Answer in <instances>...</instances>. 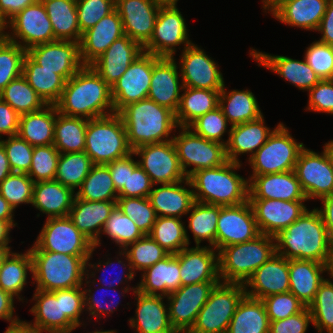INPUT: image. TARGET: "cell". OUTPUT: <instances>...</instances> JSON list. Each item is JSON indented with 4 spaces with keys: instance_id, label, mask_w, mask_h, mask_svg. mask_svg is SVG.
<instances>
[{
    "instance_id": "75",
    "label": "cell",
    "mask_w": 333,
    "mask_h": 333,
    "mask_svg": "<svg viewBox=\"0 0 333 333\" xmlns=\"http://www.w3.org/2000/svg\"><path fill=\"white\" fill-rule=\"evenodd\" d=\"M320 200L323 206L320 209L317 208V210L320 212L329 237L333 241V193Z\"/></svg>"
},
{
    "instance_id": "73",
    "label": "cell",
    "mask_w": 333,
    "mask_h": 333,
    "mask_svg": "<svg viewBox=\"0 0 333 333\" xmlns=\"http://www.w3.org/2000/svg\"><path fill=\"white\" fill-rule=\"evenodd\" d=\"M14 301L15 299L11 294L0 288V319L9 322L10 325L21 321L17 315L14 316Z\"/></svg>"
},
{
    "instance_id": "25",
    "label": "cell",
    "mask_w": 333,
    "mask_h": 333,
    "mask_svg": "<svg viewBox=\"0 0 333 333\" xmlns=\"http://www.w3.org/2000/svg\"><path fill=\"white\" fill-rule=\"evenodd\" d=\"M244 287L246 295L255 299L289 292V260L275 253L252 274Z\"/></svg>"
},
{
    "instance_id": "50",
    "label": "cell",
    "mask_w": 333,
    "mask_h": 333,
    "mask_svg": "<svg viewBox=\"0 0 333 333\" xmlns=\"http://www.w3.org/2000/svg\"><path fill=\"white\" fill-rule=\"evenodd\" d=\"M93 165L85 151L60 153L55 180L75 192L82 185Z\"/></svg>"
},
{
    "instance_id": "4",
    "label": "cell",
    "mask_w": 333,
    "mask_h": 333,
    "mask_svg": "<svg viewBox=\"0 0 333 333\" xmlns=\"http://www.w3.org/2000/svg\"><path fill=\"white\" fill-rule=\"evenodd\" d=\"M240 167L242 163L228 160L219 167L192 173L188 179L193 189L194 200L221 207L247 202L249 179L237 174L236 170Z\"/></svg>"
},
{
    "instance_id": "12",
    "label": "cell",
    "mask_w": 333,
    "mask_h": 333,
    "mask_svg": "<svg viewBox=\"0 0 333 333\" xmlns=\"http://www.w3.org/2000/svg\"><path fill=\"white\" fill-rule=\"evenodd\" d=\"M187 24L179 8L161 5L156 17L154 30L149 42L143 47L147 53L158 57L173 58L176 47L187 48L193 42L189 40Z\"/></svg>"
},
{
    "instance_id": "48",
    "label": "cell",
    "mask_w": 333,
    "mask_h": 333,
    "mask_svg": "<svg viewBox=\"0 0 333 333\" xmlns=\"http://www.w3.org/2000/svg\"><path fill=\"white\" fill-rule=\"evenodd\" d=\"M76 197L88 201H117L118 192L109 169L104 164H94L82 182Z\"/></svg>"
},
{
    "instance_id": "69",
    "label": "cell",
    "mask_w": 333,
    "mask_h": 333,
    "mask_svg": "<svg viewBox=\"0 0 333 333\" xmlns=\"http://www.w3.org/2000/svg\"><path fill=\"white\" fill-rule=\"evenodd\" d=\"M62 306L63 313L77 327L83 325L80 319V316L85 311L83 286L71 289H62Z\"/></svg>"
},
{
    "instance_id": "33",
    "label": "cell",
    "mask_w": 333,
    "mask_h": 333,
    "mask_svg": "<svg viewBox=\"0 0 333 333\" xmlns=\"http://www.w3.org/2000/svg\"><path fill=\"white\" fill-rule=\"evenodd\" d=\"M229 138L226 140V156L229 161L241 163L239 155L248 154V160L267 141L274 131L265 126L264 116L230 127Z\"/></svg>"
},
{
    "instance_id": "63",
    "label": "cell",
    "mask_w": 333,
    "mask_h": 333,
    "mask_svg": "<svg viewBox=\"0 0 333 333\" xmlns=\"http://www.w3.org/2000/svg\"><path fill=\"white\" fill-rule=\"evenodd\" d=\"M264 303L269 321L286 319L301 312L306 306L290 291L270 295L261 299Z\"/></svg>"
},
{
    "instance_id": "47",
    "label": "cell",
    "mask_w": 333,
    "mask_h": 333,
    "mask_svg": "<svg viewBox=\"0 0 333 333\" xmlns=\"http://www.w3.org/2000/svg\"><path fill=\"white\" fill-rule=\"evenodd\" d=\"M88 119L66 116L57 111L54 146L60 153L85 151V136Z\"/></svg>"
},
{
    "instance_id": "10",
    "label": "cell",
    "mask_w": 333,
    "mask_h": 333,
    "mask_svg": "<svg viewBox=\"0 0 333 333\" xmlns=\"http://www.w3.org/2000/svg\"><path fill=\"white\" fill-rule=\"evenodd\" d=\"M179 130L173 142L187 178L196 171L216 168L228 161L224 144L207 140L188 127H179Z\"/></svg>"
},
{
    "instance_id": "70",
    "label": "cell",
    "mask_w": 333,
    "mask_h": 333,
    "mask_svg": "<svg viewBox=\"0 0 333 333\" xmlns=\"http://www.w3.org/2000/svg\"><path fill=\"white\" fill-rule=\"evenodd\" d=\"M20 115L6 102L0 99V139L3 135H18Z\"/></svg>"
},
{
    "instance_id": "57",
    "label": "cell",
    "mask_w": 333,
    "mask_h": 333,
    "mask_svg": "<svg viewBox=\"0 0 333 333\" xmlns=\"http://www.w3.org/2000/svg\"><path fill=\"white\" fill-rule=\"evenodd\" d=\"M228 120L223 114L222 109L218 106L213 111L198 117L193 121L188 128H190L195 134L202 136L203 138L224 144L226 146L227 141H224L222 137L225 132H228V138L231 129H228Z\"/></svg>"
},
{
    "instance_id": "68",
    "label": "cell",
    "mask_w": 333,
    "mask_h": 333,
    "mask_svg": "<svg viewBox=\"0 0 333 333\" xmlns=\"http://www.w3.org/2000/svg\"><path fill=\"white\" fill-rule=\"evenodd\" d=\"M312 322L310 310L305 307L301 312L286 319L270 322L269 333H306Z\"/></svg>"
},
{
    "instance_id": "15",
    "label": "cell",
    "mask_w": 333,
    "mask_h": 333,
    "mask_svg": "<svg viewBox=\"0 0 333 333\" xmlns=\"http://www.w3.org/2000/svg\"><path fill=\"white\" fill-rule=\"evenodd\" d=\"M8 27L11 33L8 30L7 39L26 50L38 44L56 41L42 1H36L18 12L8 21Z\"/></svg>"
},
{
    "instance_id": "8",
    "label": "cell",
    "mask_w": 333,
    "mask_h": 333,
    "mask_svg": "<svg viewBox=\"0 0 333 333\" xmlns=\"http://www.w3.org/2000/svg\"><path fill=\"white\" fill-rule=\"evenodd\" d=\"M283 122L277 124L267 141L247 160L251 175L293 171L300 152L305 148L290 134Z\"/></svg>"
},
{
    "instance_id": "37",
    "label": "cell",
    "mask_w": 333,
    "mask_h": 333,
    "mask_svg": "<svg viewBox=\"0 0 333 333\" xmlns=\"http://www.w3.org/2000/svg\"><path fill=\"white\" fill-rule=\"evenodd\" d=\"M325 264L312 260H289V285L293 293L306 307L313 301L320 284L325 280Z\"/></svg>"
},
{
    "instance_id": "9",
    "label": "cell",
    "mask_w": 333,
    "mask_h": 333,
    "mask_svg": "<svg viewBox=\"0 0 333 333\" xmlns=\"http://www.w3.org/2000/svg\"><path fill=\"white\" fill-rule=\"evenodd\" d=\"M246 295L244 284L220 282L211 290L187 333H226L238 304Z\"/></svg>"
},
{
    "instance_id": "77",
    "label": "cell",
    "mask_w": 333,
    "mask_h": 333,
    "mask_svg": "<svg viewBox=\"0 0 333 333\" xmlns=\"http://www.w3.org/2000/svg\"><path fill=\"white\" fill-rule=\"evenodd\" d=\"M15 221H2L0 220V245H9L10 243V231L17 226Z\"/></svg>"
},
{
    "instance_id": "38",
    "label": "cell",
    "mask_w": 333,
    "mask_h": 333,
    "mask_svg": "<svg viewBox=\"0 0 333 333\" xmlns=\"http://www.w3.org/2000/svg\"><path fill=\"white\" fill-rule=\"evenodd\" d=\"M329 0H289L282 4L272 16L291 27L316 31L326 12Z\"/></svg>"
},
{
    "instance_id": "14",
    "label": "cell",
    "mask_w": 333,
    "mask_h": 333,
    "mask_svg": "<svg viewBox=\"0 0 333 333\" xmlns=\"http://www.w3.org/2000/svg\"><path fill=\"white\" fill-rule=\"evenodd\" d=\"M139 166L149 175L152 183L170 184L187 179L184 173L173 140L147 144L133 150Z\"/></svg>"
},
{
    "instance_id": "55",
    "label": "cell",
    "mask_w": 333,
    "mask_h": 333,
    "mask_svg": "<svg viewBox=\"0 0 333 333\" xmlns=\"http://www.w3.org/2000/svg\"><path fill=\"white\" fill-rule=\"evenodd\" d=\"M116 207L129 216L144 235H149L158 216L148 197H118Z\"/></svg>"
},
{
    "instance_id": "5",
    "label": "cell",
    "mask_w": 333,
    "mask_h": 333,
    "mask_svg": "<svg viewBox=\"0 0 333 333\" xmlns=\"http://www.w3.org/2000/svg\"><path fill=\"white\" fill-rule=\"evenodd\" d=\"M91 255H68L49 251H30L32 279L36 289L55 291L83 286L86 277V261Z\"/></svg>"
},
{
    "instance_id": "74",
    "label": "cell",
    "mask_w": 333,
    "mask_h": 333,
    "mask_svg": "<svg viewBox=\"0 0 333 333\" xmlns=\"http://www.w3.org/2000/svg\"><path fill=\"white\" fill-rule=\"evenodd\" d=\"M36 0H0V13L9 21L18 12L27 6L33 5Z\"/></svg>"
},
{
    "instance_id": "39",
    "label": "cell",
    "mask_w": 333,
    "mask_h": 333,
    "mask_svg": "<svg viewBox=\"0 0 333 333\" xmlns=\"http://www.w3.org/2000/svg\"><path fill=\"white\" fill-rule=\"evenodd\" d=\"M56 115L55 105L20 115L18 135L33 147L54 144Z\"/></svg>"
},
{
    "instance_id": "20",
    "label": "cell",
    "mask_w": 333,
    "mask_h": 333,
    "mask_svg": "<svg viewBox=\"0 0 333 333\" xmlns=\"http://www.w3.org/2000/svg\"><path fill=\"white\" fill-rule=\"evenodd\" d=\"M160 7L157 0H115L124 35L144 47L152 37Z\"/></svg>"
},
{
    "instance_id": "19",
    "label": "cell",
    "mask_w": 333,
    "mask_h": 333,
    "mask_svg": "<svg viewBox=\"0 0 333 333\" xmlns=\"http://www.w3.org/2000/svg\"><path fill=\"white\" fill-rule=\"evenodd\" d=\"M179 71L183 87L221 90L224 78L215 62L204 49L192 43L182 50Z\"/></svg>"
},
{
    "instance_id": "24",
    "label": "cell",
    "mask_w": 333,
    "mask_h": 333,
    "mask_svg": "<svg viewBox=\"0 0 333 333\" xmlns=\"http://www.w3.org/2000/svg\"><path fill=\"white\" fill-rule=\"evenodd\" d=\"M179 260L181 286L202 282H221L218 251L210 246L186 247L175 254Z\"/></svg>"
},
{
    "instance_id": "46",
    "label": "cell",
    "mask_w": 333,
    "mask_h": 333,
    "mask_svg": "<svg viewBox=\"0 0 333 333\" xmlns=\"http://www.w3.org/2000/svg\"><path fill=\"white\" fill-rule=\"evenodd\" d=\"M188 219V228L185 227L187 241L190 245L188 229L194 237L196 246H200L202 241H207L210 247L216 250V233L219 218V206L194 202Z\"/></svg>"
},
{
    "instance_id": "42",
    "label": "cell",
    "mask_w": 333,
    "mask_h": 333,
    "mask_svg": "<svg viewBox=\"0 0 333 333\" xmlns=\"http://www.w3.org/2000/svg\"><path fill=\"white\" fill-rule=\"evenodd\" d=\"M22 75L47 105H55L65 87L66 80L55 71L44 69L28 54L24 57Z\"/></svg>"
},
{
    "instance_id": "30",
    "label": "cell",
    "mask_w": 333,
    "mask_h": 333,
    "mask_svg": "<svg viewBox=\"0 0 333 333\" xmlns=\"http://www.w3.org/2000/svg\"><path fill=\"white\" fill-rule=\"evenodd\" d=\"M124 36L122 20L116 10L82 33L79 48L84 66H90L117 39Z\"/></svg>"
},
{
    "instance_id": "79",
    "label": "cell",
    "mask_w": 333,
    "mask_h": 333,
    "mask_svg": "<svg viewBox=\"0 0 333 333\" xmlns=\"http://www.w3.org/2000/svg\"><path fill=\"white\" fill-rule=\"evenodd\" d=\"M14 211L8 201L0 194V220L14 221Z\"/></svg>"
},
{
    "instance_id": "76",
    "label": "cell",
    "mask_w": 333,
    "mask_h": 333,
    "mask_svg": "<svg viewBox=\"0 0 333 333\" xmlns=\"http://www.w3.org/2000/svg\"><path fill=\"white\" fill-rule=\"evenodd\" d=\"M12 173L13 171L10 167L5 148L0 142V182H2L8 175Z\"/></svg>"
},
{
    "instance_id": "26",
    "label": "cell",
    "mask_w": 333,
    "mask_h": 333,
    "mask_svg": "<svg viewBox=\"0 0 333 333\" xmlns=\"http://www.w3.org/2000/svg\"><path fill=\"white\" fill-rule=\"evenodd\" d=\"M175 57H161L152 67V78L147 98L176 112L183 83Z\"/></svg>"
},
{
    "instance_id": "71",
    "label": "cell",
    "mask_w": 333,
    "mask_h": 333,
    "mask_svg": "<svg viewBox=\"0 0 333 333\" xmlns=\"http://www.w3.org/2000/svg\"><path fill=\"white\" fill-rule=\"evenodd\" d=\"M105 165L109 169L116 191L119 192L123 186H127L128 155Z\"/></svg>"
},
{
    "instance_id": "29",
    "label": "cell",
    "mask_w": 333,
    "mask_h": 333,
    "mask_svg": "<svg viewBox=\"0 0 333 333\" xmlns=\"http://www.w3.org/2000/svg\"><path fill=\"white\" fill-rule=\"evenodd\" d=\"M250 56L258 66L271 70L299 90L308 92L321 80L305 58L302 61L282 55H271L253 48L250 50Z\"/></svg>"
},
{
    "instance_id": "7",
    "label": "cell",
    "mask_w": 333,
    "mask_h": 333,
    "mask_svg": "<svg viewBox=\"0 0 333 333\" xmlns=\"http://www.w3.org/2000/svg\"><path fill=\"white\" fill-rule=\"evenodd\" d=\"M132 152L123 120L118 113L88 119L85 153L93 164L105 165Z\"/></svg>"
},
{
    "instance_id": "64",
    "label": "cell",
    "mask_w": 333,
    "mask_h": 333,
    "mask_svg": "<svg viewBox=\"0 0 333 333\" xmlns=\"http://www.w3.org/2000/svg\"><path fill=\"white\" fill-rule=\"evenodd\" d=\"M134 152L128 155V179L127 186L118 192V197H148L153 183L149 175L139 166L138 160H134Z\"/></svg>"
},
{
    "instance_id": "56",
    "label": "cell",
    "mask_w": 333,
    "mask_h": 333,
    "mask_svg": "<svg viewBox=\"0 0 333 333\" xmlns=\"http://www.w3.org/2000/svg\"><path fill=\"white\" fill-rule=\"evenodd\" d=\"M27 50L8 39L0 41V92L22 75Z\"/></svg>"
},
{
    "instance_id": "72",
    "label": "cell",
    "mask_w": 333,
    "mask_h": 333,
    "mask_svg": "<svg viewBox=\"0 0 333 333\" xmlns=\"http://www.w3.org/2000/svg\"><path fill=\"white\" fill-rule=\"evenodd\" d=\"M316 31L321 33L319 42L333 45V0L328 1L326 12Z\"/></svg>"
},
{
    "instance_id": "35",
    "label": "cell",
    "mask_w": 333,
    "mask_h": 333,
    "mask_svg": "<svg viewBox=\"0 0 333 333\" xmlns=\"http://www.w3.org/2000/svg\"><path fill=\"white\" fill-rule=\"evenodd\" d=\"M179 272V260L175 254H169L142 272L137 290L145 295L167 297L181 286Z\"/></svg>"
},
{
    "instance_id": "62",
    "label": "cell",
    "mask_w": 333,
    "mask_h": 333,
    "mask_svg": "<svg viewBox=\"0 0 333 333\" xmlns=\"http://www.w3.org/2000/svg\"><path fill=\"white\" fill-rule=\"evenodd\" d=\"M81 34L115 10V0H76Z\"/></svg>"
},
{
    "instance_id": "80",
    "label": "cell",
    "mask_w": 333,
    "mask_h": 333,
    "mask_svg": "<svg viewBox=\"0 0 333 333\" xmlns=\"http://www.w3.org/2000/svg\"><path fill=\"white\" fill-rule=\"evenodd\" d=\"M289 0H262L263 10L273 14L282 4Z\"/></svg>"
},
{
    "instance_id": "16",
    "label": "cell",
    "mask_w": 333,
    "mask_h": 333,
    "mask_svg": "<svg viewBox=\"0 0 333 333\" xmlns=\"http://www.w3.org/2000/svg\"><path fill=\"white\" fill-rule=\"evenodd\" d=\"M220 282H202L180 286L166 298L171 326L177 333H187L208 300L211 290Z\"/></svg>"
},
{
    "instance_id": "13",
    "label": "cell",
    "mask_w": 333,
    "mask_h": 333,
    "mask_svg": "<svg viewBox=\"0 0 333 333\" xmlns=\"http://www.w3.org/2000/svg\"><path fill=\"white\" fill-rule=\"evenodd\" d=\"M161 57L143 52L111 87L114 111L147 98L152 78V67Z\"/></svg>"
},
{
    "instance_id": "18",
    "label": "cell",
    "mask_w": 333,
    "mask_h": 333,
    "mask_svg": "<svg viewBox=\"0 0 333 333\" xmlns=\"http://www.w3.org/2000/svg\"><path fill=\"white\" fill-rule=\"evenodd\" d=\"M260 235L249 201L238 205L219 206L216 251L225 246L248 242Z\"/></svg>"
},
{
    "instance_id": "60",
    "label": "cell",
    "mask_w": 333,
    "mask_h": 333,
    "mask_svg": "<svg viewBox=\"0 0 333 333\" xmlns=\"http://www.w3.org/2000/svg\"><path fill=\"white\" fill-rule=\"evenodd\" d=\"M89 284L90 283H89L88 278L85 277V282L83 283V285L85 287L86 286L88 287V288H84V286H83L85 312L87 311L88 312L87 314H89V316H91L92 318L95 317L97 320L101 319L104 315H107L109 317L110 313H114L115 309L117 310V307H118L120 302L115 300V303H114V300H113V301H110V303H109L108 300L106 299V297L103 298L102 295L101 296H96L97 292L94 293L93 292L94 290H91L93 288ZM98 288H101L102 290L104 288V290H106L105 292H107V294H108L107 290H109V291L112 290L111 287H103V286H100V285H99ZM121 289H122L121 290L122 292L119 291L120 296H119V294L115 295V296H119V297L124 296L125 297V293H128L130 290L131 291L133 290V292L136 291L137 286L136 287L133 286L132 288H130L129 284H127V286H125ZM102 290H101V292H102ZM104 290H103V292H104ZM113 290L116 292V287L113 288ZM98 292H100V291H98ZM115 292H113V293H115ZM112 298H113V296H112ZM104 300L105 301L107 300V302H105Z\"/></svg>"
},
{
    "instance_id": "61",
    "label": "cell",
    "mask_w": 333,
    "mask_h": 333,
    "mask_svg": "<svg viewBox=\"0 0 333 333\" xmlns=\"http://www.w3.org/2000/svg\"><path fill=\"white\" fill-rule=\"evenodd\" d=\"M7 138L5 140L0 139V142L5 148L13 173L28 174L32 163L34 147L19 135L9 136Z\"/></svg>"
},
{
    "instance_id": "53",
    "label": "cell",
    "mask_w": 333,
    "mask_h": 333,
    "mask_svg": "<svg viewBox=\"0 0 333 333\" xmlns=\"http://www.w3.org/2000/svg\"><path fill=\"white\" fill-rule=\"evenodd\" d=\"M123 251L126 253L132 271H144L169 255V253L154 241L149 235L127 245ZM138 270V271H137ZM137 271V272H136Z\"/></svg>"
},
{
    "instance_id": "21",
    "label": "cell",
    "mask_w": 333,
    "mask_h": 333,
    "mask_svg": "<svg viewBox=\"0 0 333 333\" xmlns=\"http://www.w3.org/2000/svg\"><path fill=\"white\" fill-rule=\"evenodd\" d=\"M27 54L44 69L55 71L66 81L84 65L80 58L79 42L56 40L35 45Z\"/></svg>"
},
{
    "instance_id": "54",
    "label": "cell",
    "mask_w": 333,
    "mask_h": 333,
    "mask_svg": "<svg viewBox=\"0 0 333 333\" xmlns=\"http://www.w3.org/2000/svg\"><path fill=\"white\" fill-rule=\"evenodd\" d=\"M307 308L312 316V325L318 333L333 331V281L325 278Z\"/></svg>"
},
{
    "instance_id": "31",
    "label": "cell",
    "mask_w": 333,
    "mask_h": 333,
    "mask_svg": "<svg viewBox=\"0 0 333 333\" xmlns=\"http://www.w3.org/2000/svg\"><path fill=\"white\" fill-rule=\"evenodd\" d=\"M136 303L135 316L129 318V325L136 333H177L171 326L168 305L164 296L145 295L133 292Z\"/></svg>"
},
{
    "instance_id": "6",
    "label": "cell",
    "mask_w": 333,
    "mask_h": 333,
    "mask_svg": "<svg viewBox=\"0 0 333 333\" xmlns=\"http://www.w3.org/2000/svg\"><path fill=\"white\" fill-rule=\"evenodd\" d=\"M275 253L274 237L265 234L248 242L221 248L218 251L220 281L245 284Z\"/></svg>"
},
{
    "instance_id": "22",
    "label": "cell",
    "mask_w": 333,
    "mask_h": 333,
    "mask_svg": "<svg viewBox=\"0 0 333 333\" xmlns=\"http://www.w3.org/2000/svg\"><path fill=\"white\" fill-rule=\"evenodd\" d=\"M260 234L275 236L295 222L308 208L305 201L248 199Z\"/></svg>"
},
{
    "instance_id": "66",
    "label": "cell",
    "mask_w": 333,
    "mask_h": 333,
    "mask_svg": "<svg viewBox=\"0 0 333 333\" xmlns=\"http://www.w3.org/2000/svg\"><path fill=\"white\" fill-rule=\"evenodd\" d=\"M119 251V255L118 256H122V258H124V260H126V261H123L122 260V258H121V260H119V258L118 257H116L117 258V260H116V262H117V264H119V265H121V266H119L120 268H122V266H123V271H122V273L120 274V276H115L113 279H112V281L110 282V283H106V282H108L107 281V279H105L104 278V275H103V277H100V278H98L99 280L98 281H96L95 279V275H96V273L100 270H102V268L103 269H105V268H107V267H113L114 265H115V263L112 261V258L110 259L109 257L107 258V261L106 262H103V261H98V263H91L90 261H89V259L86 261V277L89 279V283H92L93 285L96 283V282H99L100 283V285L101 286H103V287H111V288H115V287H118L119 286V284H127L129 281H131V280H133L134 279V277H135V273L132 271V268H131V264H130V261H129V259H128V257H127V255H126V253L123 251V250H118ZM111 260V261H110ZM89 261V262H88ZM113 262V263H112ZM125 262V263H124ZM128 264H127V263ZM103 263V264H102ZM102 266V267H101ZM117 266V265H116ZM115 267V266H114ZM89 268H91V270H88ZM93 268V269H92ZM128 268V269H127ZM94 269H95V271H94ZM93 270V271H92ZM97 270V271H96ZM126 270V271H125ZM128 270V271H127ZM89 271V272H88ZM91 271V272H90ZM101 273H104V272H101ZM124 273H126V274H124ZM116 275V274H115ZM123 275V276H122ZM90 278H94L93 280L92 279H90ZM92 280V281H91ZM102 280V281H101ZM125 282V283H124ZM108 285V286H107Z\"/></svg>"
},
{
    "instance_id": "51",
    "label": "cell",
    "mask_w": 333,
    "mask_h": 333,
    "mask_svg": "<svg viewBox=\"0 0 333 333\" xmlns=\"http://www.w3.org/2000/svg\"><path fill=\"white\" fill-rule=\"evenodd\" d=\"M185 226L181 218L158 216L149 236L169 254H177L189 247Z\"/></svg>"
},
{
    "instance_id": "43",
    "label": "cell",
    "mask_w": 333,
    "mask_h": 333,
    "mask_svg": "<svg viewBox=\"0 0 333 333\" xmlns=\"http://www.w3.org/2000/svg\"><path fill=\"white\" fill-rule=\"evenodd\" d=\"M56 40L80 42L76 0H42Z\"/></svg>"
},
{
    "instance_id": "49",
    "label": "cell",
    "mask_w": 333,
    "mask_h": 333,
    "mask_svg": "<svg viewBox=\"0 0 333 333\" xmlns=\"http://www.w3.org/2000/svg\"><path fill=\"white\" fill-rule=\"evenodd\" d=\"M0 99L19 115L39 111L47 106L23 75L15 78L0 92Z\"/></svg>"
},
{
    "instance_id": "32",
    "label": "cell",
    "mask_w": 333,
    "mask_h": 333,
    "mask_svg": "<svg viewBox=\"0 0 333 333\" xmlns=\"http://www.w3.org/2000/svg\"><path fill=\"white\" fill-rule=\"evenodd\" d=\"M188 186L186 188L184 185ZM153 188L148 196L157 216L181 218L190 211L194 200V193L189 179L180 182L161 184Z\"/></svg>"
},
{
    "instance_id": "45",
    "label": "cell",
    "mask_w": 333,
    "mask_h": 333,
    "mask_svg": "<svg viewBox=\"0 0 333 333\" xmlns=\"http://www.w3.org/2000/svg\"><path fill=\"white\" fill-rule=\"evenodd\" d=\"M32 274V258L29 249L23 254L11 252L0 265V288L17 298L25 300L20 293L27 284L28 273Z\"/></svg>"
},
{
    "instance_id": "17",
    "label": "cell",
    "mask_w": 333,
    "mask_h": 333,
    "mask_svg": "<svg viewBox=\"0 0 333 333\" xmlns=\"http://www.w3.org/2000/svg\"><path fill=\"white\" fill-rule=\"evenodd\" d=\"M294 172L307 200H320L333 193V168L324 150L318 153L305 147Z\"/></svg>"
},
{
    "instance_id": "65",
    "label": "cell",
    "mask_w": 333,
    "mask_h": 333,
    "mask_svg": "<svg viewBox=\"0 0 333 333\" xmlns=\"http://www.w3.org/2000/svg\"><path fill=\"white\" fill-rule=\"evenodd\" d=\"M320 79H333V45L318 40L307 47L303 55Z\"/></svg>"
},
{
    "instance_id": "67",
    "label": "cell",
    "mask_w": 333,
    "mask_h": 333,
    "mask_svg": "<svg viewBox=\"0 0 333 333\" xmlns=\"http://www.w3.org/2000/svg\"><path fill=\"white\" fill-rule=\"evenodd\" d=\"M308 93V106L305 111L333 115V79L320 80Z\"/></svg>"
},
{
    "instance_id": "1",
    "label": "cell",
    "mask_w": 333,
    "mask_h": 333,
    "mask_svg": "<svg viewBox=\"0 0 333 333\" xmlns=\"http://www.w3.org/2000/svg\"><path fill=\"white\" fill-rule=\"evenodd\" d=\"M55 106L63 115L86 119L115 113L111 87L91 66H83L66 81Z\"/></svg>"
},
{
    "instance_id": "23",
    "label": "cell",
    "mask_w": 333,
    "mask_h": 333,
    "mask_svg": "<svg viewBox=\"0 0 333 333\" xmlns=\"http://www.w3.org/2000/svg\"><path fill=\"white\" fill-rule=\"evenodd\" d=\"M30 309L34 322H27L38 333H72L77 326L63 313L62 290L41 291L35 289Z\"/></svg>"
},
{
    "instance_id": "27",
    "label": "cell",
    "mask_w": 333,
    "mask_h": 333,
    "mask_svg": "<svg viewBox=\"0 0 333 333\" xmlns=\"http://www.w3.org/2000/svg\"><path fill=\"white\" fill-rule=\"evenodd\" d=\"M249 199L308 201L293 171L250 175Z\"/></svg>"
},
{
    "instance_id": "44",
    "label": "cell",
    "mask_w": 333,
    "mask_h": 333,
    "mask_svg": "<svg viewBox=\"0 0 333 333\" xmlns=\"http://www.w3.org/2000/svg\"><path fill=\"white\" fill-rule=\"evenodd\" d=\"M270 321L261 299L245 295L237 306L226 333H269Z\"/></svg>"
},
{
    "instance_id": "59",
    "label": "cell",
    "mask_w": 333,
    "mask_h": 333,
    "mask_svg": "<svg viewBox=\"0 0 333 333\" xmlns=\"http://www.w3.org/2000/svg\"><path fill=\"white\" fill-rule=\"evenodd\" d=\"M34 181L26 173H12L0 182V194L15 210L21 204H31Z\"/></svg>"
},
{
    "instance_id": "58",
    "label": "cell",
    "mask_w": 333,
    "mask_h": 333,
    "mask_svg": "<svg viewBox=\"0 0 333 333\" xmlns=\"http://www.w3.org/2000/svg\"><path fill=\"white\" fill-rule=\"evenodd\" d=\"M60 152L53 144L35 146L28 176L36 182L55 180Z\"/></svg>"
},
{
    "instance_id": "11",
    "label": "cell",
    "mask_w": 333,
    "mask_h": 333,
    "mask_svg": "<svg viewBox=\"0 0 333 333\" xmlns=\"http://www.w3.org/2000/svg\"><path fill=\"white\" fill-rule=\"evenodd\" d=\"M94 244L75 226L69 216L47 218L29 251L68 255H91Z\"/></svg>"
},
{
    "instance_id": "52",
    "label": "cell",
    "mask_w": 333,
    "mask_h": 333,
    "mask_svg": "<svg viewBox=\"0 0 333 333\" xmlns=\"http://www.w3.org/2000/svg\"><path fill=\"white\" fill-rule=\"evenodd\" d=\"M102 234L107 235L117 246L119 245L120 250H123L127 245L144 236L137 228L134 221L130 219L129 216L122 213L117 207L104 224L100 239L94 244L95 248L101 245Z\"/></svg>"
},
{
    "instance_id": "78",
    "label": "cell",
    "mask_w": 333,
    "mask_h": 333,
    "mask_svg": "<svg viewBox=\"0 0 333 333\" xmlns=\"http://www.w3.org/2000/svg\"><path fill=\"white\" fill-rule=\"evenodd\" d=\"M4 333H38L27 321H19L7 327Z\"/></svg>"
},
{
    "instance_id": "28",
    "label": "cell",
    "mask_w": 333,
    "mask_h": 333,
    "mask_svg": "<svg viewBox=\"0 0 333 333\" xmlns=\"http://www.w3.org/2000/svg\"><path fill=\"white\" fill-rule=\"evenodd\" d=\"M143 52V47L139 43L124 35L115 40L90 66L112 87Z\"/></svg>"
},
{
    "instance_id": "40",
    "label": "cell",
    "mask_w": 333,
    "mask_h": 333,
    "mask_svg": "<svg viewBox=\"0 0 333 333\" xmlns=\"http://www.w3.org/2000/svg\"><path fill=\"white\" fill-rule=\"evenodd\" d=\"M219 107L230 127L256 120L263 115L252 91L233 89L228 92L225 83L220 91Z\"/></svg>"
},
{
    "instance_id": "3",
    "label": "cell",
    "mask_w": 333,
    "mask_h": 333,
    "mask_svg": "<svg viewBox=\"0 0 333 333\" xmlns=\"http://www.w3.org/2000/svg\"><path fill=\"white\" fill-rule=\"evenodd\" d=\"M118 114L133 150L143 145L173 140L171 133L179 128L175 112L149 98L126 105Z\"/></svg>"
},
{
    "instance_id": "41",
    "label": "cell",
    "mask_w": 333,
    "mask_h": 333,
    "mask_svg": "<svg viewBox=\"0 0 333 333\" xmlns=\"http://www.w3.org/2000/svg\"><path fill=\"white\" fill-rule=\"evenodd\" d=\"M180 103L175 112L179 127H188L198 117L213 111L219 106L221 90L183 87Z\"/></svg>"
},
{
    "instance_id": "2",
    "label": "cell",
    "mask_w": 333,
    "mask_h": 333,
    "mask_svg": "<svg viewBox=\"0 0 333 333\" xmlns=\"http://www.w3.org/2000/svg\"><path fill=\"white\" fill-rule=\"evenodd\" d=\"M273 237L276 254L288 260H312L324 264L332 243L317 208L307 209L295 222Z\"/></svg>"
},
{
    "instance_id": "34",
    "label": "cell",
    "mask_w": 333,
    "mask_h": 333,
    "mask_svg": "<svg viewBox=\"0 0 333 333\" xmlns=\"http://www.w3.org/2000/svg\"><path fill=\"white\" fill-rule=\"evenodd\" d=\"M115 208L116 201H88L75 196L69 217L74 226L95 244Z\"/></svg>"
},
{
    "instance_id": "36",
    "label": "cell",
    "mask_w": 333,
    "mask_h": 333,
    "mask_svg": "<svg viewBox=\"0 0 333 333\" xmlns=\"http://www.w3.org/2000/svg\"><path fill=\"white\" fill-rule=\"evenodd\" d=\"M75 192L56 180L34 183L31 205L46 218L69 216Z\"/></svg>"
}]
</instances>
